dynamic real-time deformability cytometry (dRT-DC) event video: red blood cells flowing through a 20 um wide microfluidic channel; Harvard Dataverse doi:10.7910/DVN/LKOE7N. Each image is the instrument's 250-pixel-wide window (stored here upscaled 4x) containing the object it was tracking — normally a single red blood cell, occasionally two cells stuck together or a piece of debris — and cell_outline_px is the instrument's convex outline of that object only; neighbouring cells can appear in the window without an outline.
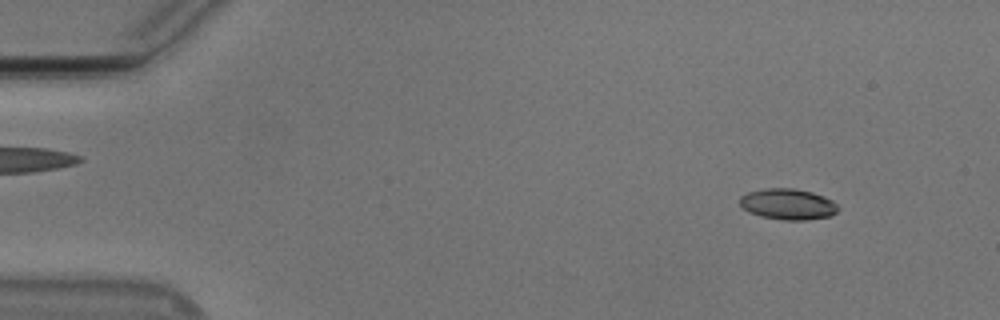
{"species": "Egyptian fruit bat (a non-hibernating species)", "species_latin": "Rousettus aegyptiacus", "temperature_condition": "cold", "stored_images_in_passage": 50, "camera_frame_rate_fps": 3000, "um_per_image_px": 0.085, "animal": {"sex": "male"}, "frame": {"image": 1, "passage_image": 1, "time_ms": 0.0, "image_size_px": [1000, 320], "cell_outline_px": [[840, 208], [836, 212], [828, 216], [804, 220], [784, 220], [760, 216], [748, 212], [740, 204], [740, 196], [748, 192], [764, 188], [796, 188], [812, 192], [824, 196], [832, 200]], "centroid_in_image_um": [66.96, 17.34], "position_along_channel_um": 18.0, "area_um2": 17.74}}
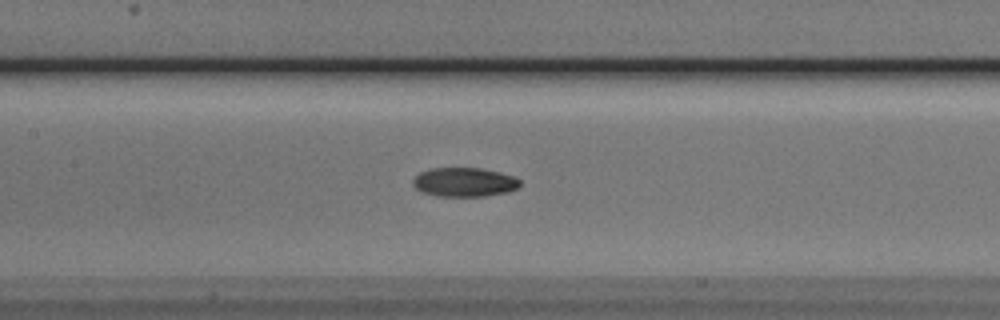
{"frame": {"image": 2, "passage_image": 21, "time_ms": 6.667, "image_size_px": [1000, 320], "cell_outline_px": [[520, 184], [516, 188], [508, 192], [484, 196], [436, 196], [420, 192], [412, 184], [412, 180], [420, 172], [428, 168], [484, 168], [516, 176], [520, 180]], "centroid_in_image_um": [39.46, 15.47], "position_along_channel_um": 167.9, "area_um2": 18.38}}
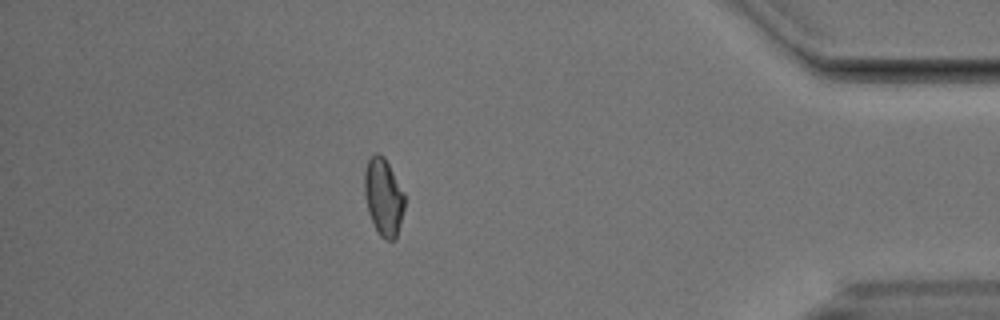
{"frame": {"image": 3, "passage_image": 43, "time_ms": 14.0, "image_size_px": [1000, 320], "cell_outline_px": [[404, 208], [400, 224], [396, 236], [392, 240], [388, 240], [380, 236], [368, 212], [364, 192], [364, 172], [368, 160], [376, 152], [380, 152], [384, 156], [404, 192]], "centroid_in_image_um": [32.59, 16.7], "position_along_channel_um": 402.6, "area_um2": 17.92}, "authors_computed_cell_mechanics": {"area_um2": 18.1492, "velocity_mm_per_s": 3.7734, "shape_relaxation_time_tau1_ms": 6.7064, "shape_relaxation_time_tau2_ms": 5.6109, "deformation_change_tau1": 0.1628, "deformation_change_tau2": 0.0962}}